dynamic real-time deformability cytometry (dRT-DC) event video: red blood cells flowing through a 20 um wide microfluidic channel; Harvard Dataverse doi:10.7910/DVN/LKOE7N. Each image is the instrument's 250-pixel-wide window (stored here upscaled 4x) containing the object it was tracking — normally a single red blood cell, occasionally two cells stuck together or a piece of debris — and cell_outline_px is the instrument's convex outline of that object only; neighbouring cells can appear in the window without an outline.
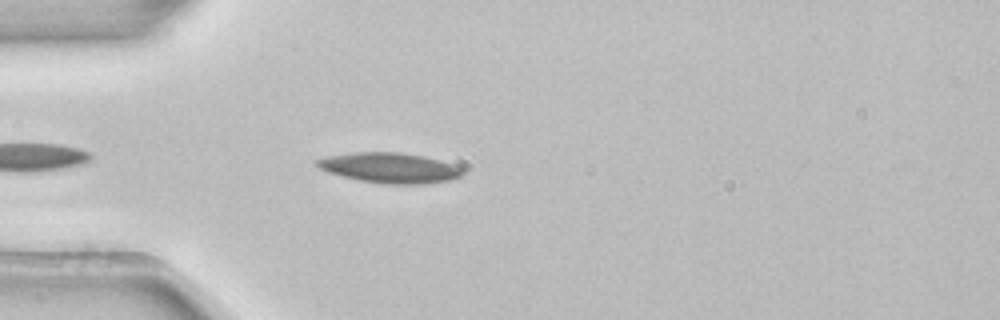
{"species": "common noctule bat (a hibernating species)", "species_latin": "Nyctalus noctula", "temperature_condition": "room temperature", "stored_images_in_passage": 21, "camera_frame_rate_fps": 3000, "um_per_image_px": 0.085, "animal": {"sex": "female", "body_mass_g": 22.7, "forearm_length_mm": 54.2}, "frame": {"image": 1, "passage_image": 1, "time_ms": 0.0, "image_size_px": [1000, 320], "cell_outline_px": [[464, 172], [460, 176], [452, 180], [420, 184], [384, 184], [360, 180], [328, 172], [320, 168], [312, 160], [328, 156], [356, 152], [400, 152], [424, 156], [440, 160], [464, 168]], "centroid_in_image_um": [33.15, 14.26], "position_along_channel_um": 51.9, "area_um2": 25.66}}